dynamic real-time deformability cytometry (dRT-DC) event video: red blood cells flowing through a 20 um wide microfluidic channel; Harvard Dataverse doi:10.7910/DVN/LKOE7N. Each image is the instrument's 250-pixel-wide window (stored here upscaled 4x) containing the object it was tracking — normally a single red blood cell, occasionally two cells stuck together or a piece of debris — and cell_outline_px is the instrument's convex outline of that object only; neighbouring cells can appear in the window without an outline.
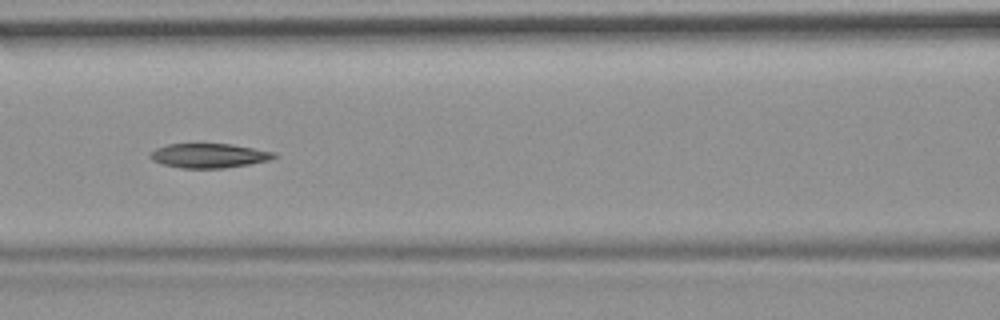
{"species": "common noctule bat (a hibernating species)", "species_latin": "Nyctalus noctula", "temperature_condition": "room temperature", "stored_images_in_passage": 53, "camera_frame_rate_fps": 3000, "um_per_image_px": 0.085, "animal": {"sex": "female", "body_mass_g": 19.9}, "frame": {"image": 1, "passage_image": 23, "time_ms": 7.333, "image_size_px": [1000, 320], "cell_outline_px": [[280, 156], [272, 160], [224, 168], [180, 168], [160, 164], [152, 160], [148, 156], [148, 152], [156, 148], [168, 144], [232, 144], [276, 152]], "centroid_in_image_um": [17.77, 13.23], "position_along_channel_um": 148.8, "area_um2": 17.92}}
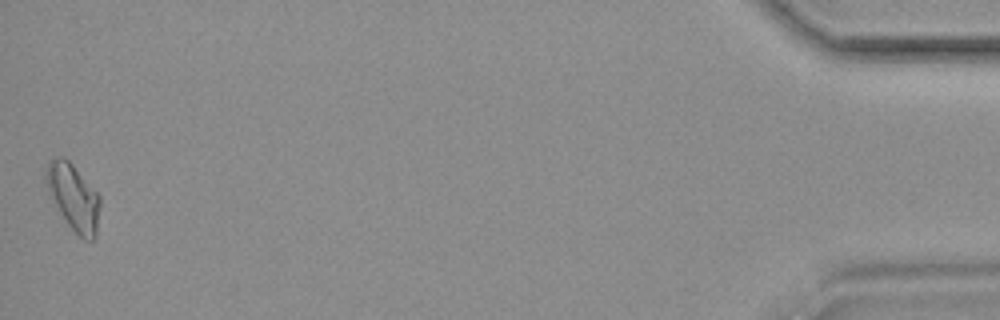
{"frame": {"image": 2, "passage_image": 53, "time_ms": 17.333, "image_size_px": [1000, 320], "cell_outline_px": [[100, 204], [96, 236], [92, 240], [84, 240], [68, 224], [60, 212], [48, 192], [44, 180], [44, 176], [48, 164], [56, 156], [60, 156], [68, 160], [72, 164], [100, 196]], "centroid_in_image_um": [6.24, 16.75], "position_along_channel_um": 429.0, "area_um2": 20.52}, "authors_computed_cell_mechanics": {"area_um2": 18.8428, "velocity_mm_per_s": 3.7081, "shape_relaxation_time_tau1_ms": null, "shape_relaxation_time_tau2_ms": 10.2007, "deformation_change_tau1": null, "deformation_change_tau2": 0.161}}